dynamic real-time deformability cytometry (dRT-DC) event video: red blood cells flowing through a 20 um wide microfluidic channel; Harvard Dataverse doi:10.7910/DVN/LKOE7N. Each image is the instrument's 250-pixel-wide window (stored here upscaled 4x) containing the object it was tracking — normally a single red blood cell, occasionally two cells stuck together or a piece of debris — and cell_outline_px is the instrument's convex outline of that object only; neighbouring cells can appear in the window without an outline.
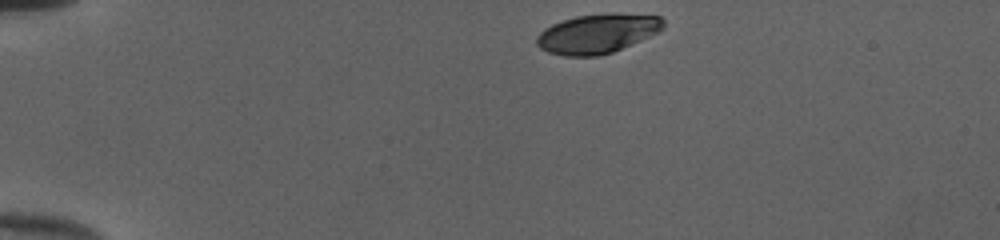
{"species": "human", "species_latin": "Homo sapiens", "temperature_condition": "cold", "stored_images_in_passage": 36, "camera_frame_rate_fps": 3000, "um_per_image_px": 0.085, "donor": {"sex": "female"}, "frame": {"image": 1, "passage_image": 1, "time_ms": 0.0, "image_size_px": [1000, 240], "cell_outline_px": [[664, 28], [640, 40], [612, 52], [596, 56], [564, 56], [548, 52], [540, 48], [536, 44], [536, 36], [544, 28], [552, 24], [576, 16], [612, 12], [660, 16], [664, 20]], "centroid_in_image_um": [50.75, 2.84], "position_along_channel_um": 34.2, "area_um2": 29.02}}
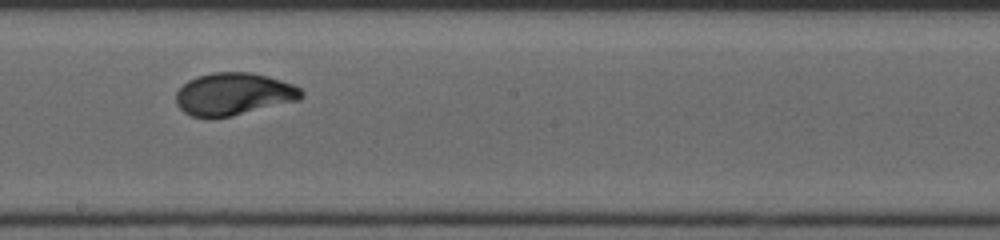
{"frame": {"image": 2, "passage_image": 21, "time_ms": 6.667, "image_size_px": [1000, 240], "cell_outline_px": [[304, 96], [300, 100], [232, 116], [192, 116], [184, 112], [176, 104], [176, 92], [188, 80], [196, 76], [212, 72], [252, 72], [268, 76], [292, 84], [300, 88], [304, 92]], "centroid_in_image_um": [19.88, 7.97], "position_along_channel_um": 228.3, "area_um2": 30.92}}
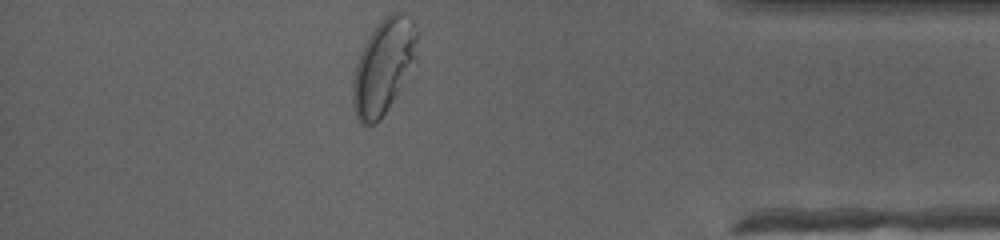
{"frame": {"image": 3, "passage_image": 36, "time_ms": 11.667, "image_size_px": [1000, 240], "cell_outline_px": [[420, 32], [416, 60], [400, 88], [380, 120], [376, 124], [360, 124], [356, 116], [352, 104], [352, 84], [356, 64], [360, 52], [368, 36], [380, 20], [392, 12], [404, 12], [412, 20]], "centroid_in_image_um": [32.62, 5.61], "position_along_channel_um": 402.6, "area_um2": 35.78}, "authors_computed_cell_mechanics": {"area_um2": 30.7496, "velocity_mm_per_s": 4.0121, "shape_relaxation_time_tau1_ms": 2.9821, "shape_relaxation_time_tau2_ms": null, "deformation_change_tau1": 0.1704, "deformation_change_tau2": null}}